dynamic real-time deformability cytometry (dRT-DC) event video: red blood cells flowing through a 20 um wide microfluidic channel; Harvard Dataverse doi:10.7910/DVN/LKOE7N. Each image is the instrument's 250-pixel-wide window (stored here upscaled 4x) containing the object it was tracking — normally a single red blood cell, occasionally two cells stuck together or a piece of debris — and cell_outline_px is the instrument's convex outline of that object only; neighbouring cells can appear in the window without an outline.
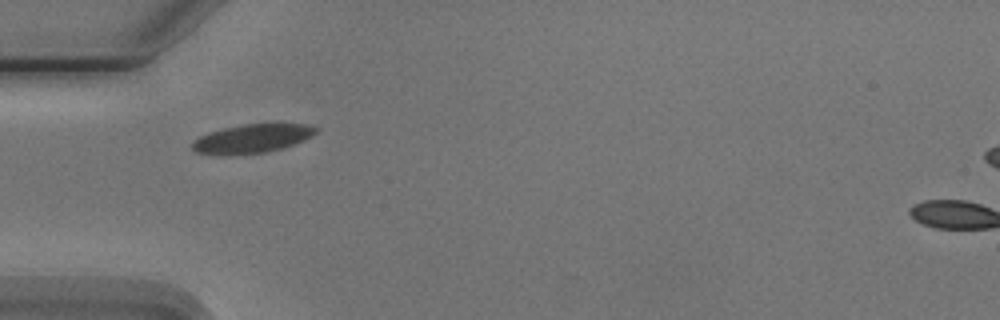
{"species": "Egyptian fruit bat (a non-hibernating species)", "species_latin": "Rousettus aegyptiacus", "temperature_condition": "cold", "stored_images_in_passage": 2, "camera_frame_rate_fps": 3000, "um_per_image_px": 0.085, "animal": {"sex": "male"}, "frame": {"image": 1, "passage_image": 1, "time_ms": 0.0, "image_size_px": [1000, 320], "cell_outline_px": [[320, 128], [312, 136], [304, 140], [280, 148], [264, 152], [196, 152], [192, 148], [192, 144], [200, 136], [208, 132], [224, 128], [244, 124], [312, 124]], "centroid_in_image_um": [21.54, 11.71], "position_along_channel_um": 63.5, "area_um2": 19.65}}
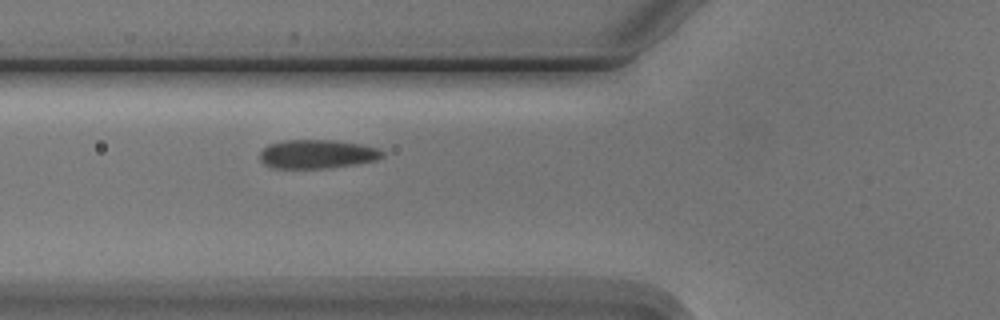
{"frame": {"image": 2, "passage_image": 2, "time_ms": 1.0, "image_size_px": [1000, 320], "cell_outline_px": [[384, 156], [376, 160], [356, 164], [324, 168], [272, 168], [264, 164], [260, 160], [260, 152], [268, 144], [284, 140], [336, 140], [360, 144], [380, 148], [384, 152]], "centroid_in_image_um": [26.96, 13.09], "position_along_channel_um": 98.8, "area_um2": 20.69}}